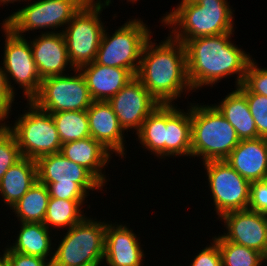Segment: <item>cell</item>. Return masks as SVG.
<instances>
[{
	"instance_id": "6da1fadb",
	"label": "cell",
	"mask_w": 267,
	"mask_h": 266,
	"mask_svg": "<svg viewBox=\"0 0 267 266\" xmlns=\"http://www.w3.org/2000/svg\"><path fill=\"white\" fill-rule=\"evenodd\" d=\"M234 33L197 37L184 43L187 76L194 92L218 85L234 74L235 87L242 85L252 55L234 43L231 39Z\"/></svg>"
},
{
	"instance_id": "4316f807",
	"label": "cell",
	"mask_w": 267,
	"mask_h": 266,
	"mask_svg": "<svg viewBox=\"0 0 267 266\" xmlns=\"http://www.w3.org/2000/svg\"><path fill=\"white\" fill-rule=\"evenodd\" d=\"M85 203V200H64L49 197L43 224L51 231L53 228L57 231L65 228L68 230L87 214L86 212L83 213L84 209H82Z\"/></svg>"
},
{
	"instance_id": "44dd1931",
	"label": "cell",
	"mask_w": 267,
	"mask_h": 266,
	"mask_svg": "<svg viewBox=\"0 0 267 266\" xmlns=\"http://www.w3.org/2000/svg\"><path fill=\"white\" fill-rule=\"evenodd\" d=\"M60 153L74 163L84 166L104 186L107 184L109 176H106L104 167L109 165L112 153L91 136L62 144Z\"/></svg>"
},
{
	"instance_id": "5b68a950",
	"label": "cell",
	"mask_w": 267,
	"mask_h": 266,
	"mask_svg": "<svg viewBox=\"0 0 267 266\" xmlns=\"http://www.w3.org/2000/svg\"><path fill=\"white\" fill-rule=\"evenodd\" d=\"M36 162L38 181L48 187L50 197L85 200L90 191H104V185L88 169L60 152L42 156Z\"/></svg>"
},
{
	"instance_id": "d4e9b609",
	"label": "cell",
	"mask_w": 267,
	"mask_h": 266,
	"mask_svg": "<svg viewBox=\"0 0 267 266\" xmlns=\"http://www.w3.org/2000/svg\"><path fill=\"white\" fill-rule=\"evenodd\" d=\"M219 103L213 104L234 127L240 140L259 138L246 96L236 87Z\"/></svg>"
},
{
	"instance_id": "f1b7e54d",
	"label": "cell",
	"mask_w": 267,
	"mask_h": 266,
	"mask_svg": "<svg viewBox=\"0 0 267 266\" xmlns=\"http://www.w3.org/2000/svg\"><path fill=\"white\" fill-rule=\"evenodd\" d=\"M62 144L90 136L87 111L51 113Z\"/></svg>"
},
{
	"instance_id": "8992f818",
	"label": "cell",
	"mask_w": 267,
	"mask_h": 266,
	"mask_svg": "<svg viewBox=\"0 0 267 266\" xmlns=\"http://www.w3.org/2000/svg\"><path fill=\"white\" fill-rule=\"evenodd\" d=\"M87 215L63 235L54 248L51 266H101L104 264L107 222Z\"/></svg>"
},
{
	"instance_id": "4fadbf2b",
	"label": "cell",
	"mask_w": 267,
	"mask_h": 266,
	"mask_svg": "<svg viewBox=\"0 0 267 266\" xmlns=\"http://www.w3.org/2000/svg\"><path fill=\"white\" fill-rule=\"evenodd\" d=\"M214 211L220 218L231 211L248 209L251 183L236 172L225 160L202 162Z\"/></svg>"
},
{
	"instance_id": "8fae6325",
	"label": "cell",
	"mask_w": 267,
	"mask_h": 266,
	"mask_svg": "<svg viewBox=\"0 0 267 266\" xmlns=\"http://www.w3.org/2000/svg\"><path fill=\"white\" fill-rule=\"evenodd\" d=\"M0 24L5 37L1 65L5 71L9 90L14 96L17 95L18 89L15 88V84H18L17 88H22L25 100L31 101L39 93L43 79L33 59L30 40L16 35L4 21Z\"/></svg>"
},
{
	"instance_id": "7bdbcfd3",
	"label": "cell",
	"mask_w": 267,
	"mask_h": 266,
	"mask_svg": "<svg viewBox=\"0 0 267 266\" xmlns=\"http://www.w3.org/2000/svg\"><path fill=\"white\" fill-rule=\"evenodd\" d=\"M137 1H139V0H127V3H131V4H133V3H137Z\"/></svg>"
},
{
	"instance_id": "d6986e66",
	"label": "cell",
	"mask_w": 267,
	"mask_h": 266,
	"mask_svg": "<svg viewBox=\"0 0 267 266\" xmlns=\"http://www.w3.org/2000/svg\"><path fill=\"white\" fill-rule=\"evenodd\" d=\"M225 161L250 183L267 179V139L240 140Z\"/></svg>"
},
{
	"instance_id": "d590c367",
	"label": "cell",
	"mask_w": 267,
	"mask_h": 266,
	"mask_svg": "<svg viewBox=\"0 0 267 266\" xmlns=\"http://www.w3.org/2000/svg\"><path fill=\"white\" fill-rule=\"evenodd\" d=\"M14 94L9 90L5 71L2 66H0V119L6 124L9 121H7L10 116L9 114L13 112L11 109L15 101Z\"/></svg>"
},
{
	"instance_id": "83f0119b",
	"label": "cell",
	"mask_w": 267,
	"mask_h": 266,
	"mask_svg": "<svg viewBox=\"0 0 267 266\" xmlns=\"http://www.w3.org/2000/svg\"><path fill=\"white\" fill-rule=\"evenodd\" d=\"M49 197L48 187L37 181L10 210L18 222L43 223Z\"/></svg>"
},
{
	"instance_id": "4dcf8cb0",
	"label": "cell",
	"mask_w": 267,
	"mask_h": 266,
	"mask_svg": "<svg viewBox=\"0 0 267 266\" xmlns=\"http://www.w3.org/2000/svg\"><path fill=\"white\" fill-rule=\"evenodd\" d=\"M237 88L246 96L258 137L267 139V96L251 93L243 84Z\"/></svg>"
},
{
	"instance_id": "9c48e42d",
	"label": "cell",
	"mask_w": 267,
	"mask_h": 266,
	"mask_svg": "<svg viewBox=\"0 0 267 266\" xmlns=\"http://www.w3.org/2000/svg\"><path fill=\"white\" fill-rule=\"evenodd\" d=\"M128 20L115 29L112 35H109L105 28L95 62L109 67L128 69L136 76L143 47L153 33L140 18Z\"/></svg>"
},
{
	"instance_id": "8d00e7d4",
	"label": "cell",
	"mask_w": 267,
	"mask_h": 266,
	"mask_svg": "<svg viewBox=\"0 0 267 266\" xmlns=\"http://www.w3.org/2000/svg\"><path fill=\"white\" fill-rule=\"evenodd\" d=\"M8 266H51V262L47 259L25 255L18 252H12L8 249L7 256Z\"/></svg>"
},
{
	"instance_id": "7c38bea8",
	"label": "cell",
	"mask_w": 267,
	"mask_h": 266,
	"mask_svg": "<svg viewBox=\"0 0 267 266\" xmlns=\"http://www.w3.org/2000/svg\"><path fill=\"white\" fill-rule=\"evenodd\" d=\"M31 101L49 113L84 111L93 102L79 69H74L73 76L68 73L44 78L39 93Z\"/></svg>"
},
{
	"instance_id": "b9f144b4",
	"label": "cell",
	"mask_w": 267,
	"mask_h": 266,
	"mask_svg": "<svg viewBox=\"0 0 267 266\" xmlns=\"http://www.w3.org/2000/svg\"><path fill=\"white\" fill-rule=\"evenodd\" d=\"M6 127V124L0 119V131Z\"/></svg>"
},
{
	"instance_id": "f35d334b",
	"label": "cell",
	"mask_w": 267,
	"mask_h": 266,
	"mask_svg": "<svg viewBox=\"0 0 267 266\" xmlns=\"http://www.w3.org/2000/svg\"><path fill=\"white\" fill-rule=\"evenodd\" d=\"M20 2L21 0H0V6L2 5V6H4V5H7L8 6V4L9 3H15V2ZM24 1H26L27 2V0H22V2H24ZM30 0H28V2H29Z\"/></svg>"
},
{
	"instance_id": "ffe728a7",
	"label": "cell",
	"mask_w": 267,
	"mask_h": 266,
	"mask_svg": "<svg viewBox=\"0 0 267 266\" xmlns=\"http://www.w3.org/2000/svg\"><path fill=\"white\" fill-rule=\"evenodd\" d=\"M93 101H108L135 75L128 69L109 67L95 61L79 68Z\"/></svg>"
},
{
	"instance_id": "603a6c76",
	"label": "cell",
	"mask_w": 267,
	"mask_h": 266,
	"mask_svg": "<svg viewBox=\"0 0 267 266\" xmlns=\"http://www.w3.org/2000/svg\"><path fill=\"white\" fill-rule=\"evenodd\" d=\"M38 181L37 162L22 157L11 166L0 180V196L12 208Z\"/></svg>"
},
{
	"instance_id": "484cf974",
	"label": "cell",
	"mask_w": 267,
	"mask_h": 266,
	"mask_svg": "<svg viewBox=\"0 0 267 266\" xmlns=\"http://www.w3.org/2000/svg\"><path fill=\"white\" fill-rule=\"evenodd\" d=\"M166 104H160L142 123L137 135L140 147L165 160Z\"/></svg>"
},
{
	"instance_id": "d6a6232c",
	"label": "cell",
	"mask_w": 267,
	"mask_h": 266,
	"mask_svg": "<svg viewBox=\"0 0 267 266\" xmlns=\"http://www.w3.org/2000/svg\"><path fill=\"white\" fill-rule=\"evenodd\" d=\"M251 93L267 96V68H261L255 58L249 62L242 83Z\"/></svg>"
},
{
	"instance_id": "2e32d148",
	"label": "cell",
	"mask_w": 267,
	"mask_h": 266,
	"mask_svg": "<svg viewBox=\"0 0 267 266\" xmlns=\"http://www.w3.org/2000/svg\"><path fill=\"white\" fill-rule=\"evenodd\" d=\"M128 226L107 221L103 261L107 266H143L145 263L146 254L140 245V237Z\"/></svg>"
},
{
	"instance_id": "52a82bcc",
	"label": "cell",
	"mask_w": 267,
	"mask_h": 266,
	"mask_svg": "<svg viewBox=\"0 0 267 266\" xmlns=\"http://www.w3.org/2000/svg\"><path fill=\"white\" fill-rule=\"evenodd\" d=\"M112 0L87 1L63 30L67 53L74 69L94 62L106 27L102 22L103 10Z\"/></svg>"
},
{
	"instance_id": "e575fe53",
	"label": "cell",
	"mask_w": 267,
	"mask_h": 266,
	"mask_svg": "<svg viewBox=\"0 0 267 266\" xmlns=\"http://www.w3.org/2000/svg\"><path fill=\"white\" fill-rule=\"evenodd\" d=\"M248 209L267 214V179L251 183Z\"/></svg>"
},
{
	"instance_id": "30bf717a",
	"label": "cell",
	"mask_w": 267,
	"mask_h": 266,
	"mask_svg": "<svg viewBox=\"0 0 267 266\" xmlns=\"http://www.w3.org/2000/svg\"><path fill=\"white\" fill-rule=\"evenodd\" d=\"M87 1L93 0H34L30 4L27 1V5L19 8L3 21L16 35L22 37H26L24 33L34 32V30L36 33V30L40 32V29H43L40 32L43 34L63 32L64 27Z\"/></svg>"
},
{
	"instance_id": "cb8c5ba5",
	"label": "cell",
	"mask_w": 267,
	"mask_h": 266,
	"mask_svg": "<svg viewBox=\"0 0 267 266\" xmlns=\"http://www.w3.org/2000/svg\"><path fill=\"white\" fill-rule=\"evenodd\" d=\"M19 231H17L14 243H8L6 246L12 252H18L25 255L38 256L52 262L54 255V246L52 240L54 235L43 223H25L19 222ZM53 236V237H52ZM13 244V245H12ZM54 245V246H53Z\"/></svg>"
},
{
	"instance_id": "1f68e13d",
	"label": "cell",
	"mask_w": 267,
	"mask_h": 266,
	"mask_svg": "<svg viewBox=\"0 0 267 266\" xmlns=\"http://www.w3.org/2000/svg\"><path fill=\"white\" fill-rule=\"evenodd\" d=\"M22 158L15 136L7 129L0 131V180L8 169Z\"/></svg>"
},
{
	"instance_id": "836d02e7",
	"label": "cell",
	"mask_w": 267,
	"mask_h": 266,
	"mask_svg": "<svg viewBox=\"0 0 267 266\" xmlns=\"http://www.w3.org/2000/svg\"><path fill=\"white\" fill-rule=\"evenodd\" d=\"M194 257V258H193ZM193 260L189 266H222V258L218 243L212 238L210 245H206L198 251L197 255L192 256Z\"/></svg>"
},
{
	"instance_id": "9a60e30c",
	"label": "cell",
	"mask_w": 267,
	"mask_h": 266,
	"mask_svg": "<svg viewBox=\"0 0 267 266\" xmlns=\"http://www.w3.org/2000/svg\"><path fill=\"white\" fill-rule=\"evenodd\" d=\"M219 221L227 230L221 236L226 240L263 253L267 239V214L249 209L223 214Z\"/></svg>"
},
{
	"instance_id": "7402d4cb",
	"label": "cell",
	"mask_w": 267,
	"mask_h": 266,
	"mask_svg": "<svg viewBox=\"0 0 267 266\" xmlns=\"http://www.w3.org/2000/svg\"><path fill=\"white\" fill-rule=\"evenodd\" d=\"M166 104L165 159L180 156L191 158V116L187 110ZM168 157V158H167Z\"/></svg>"
},
{
	"instance_id": "3957f363",
	"label": "cell",
	"mask_w": 267,
	"mask_h": 266,
	"mask_svg": "<svg viewBox=\"0 0 267 266\" xmlns=\"http://www.w3.org/2000/svg\"><path fill=\"white\" fill-rule=\"evenodd\" d=\"M229 4L228 0L180 2L174 9L163 14V25L160 26L169 28V35L183 44L197 37L234 32L235 10Z\"/></svg>"
},
{
	"instance_id": "ac0fdd59",
	"label": "cell",
	"mask_w": 267,
	"mask_h": 266,
	"mask_svg": "<svg viewBox=\"0 0 267 266\" xmlns=\"http://www.w3.org/2000/svg\"><path fill=\"white\" fill-rule=\"evenodd\" d=\"M30 47L42 79L68 74L65 72H69L70 68L74 71L62 32L40 33L32 40L30 39Z\"/></svg>"
},
{
	"instance_id": "277c9868",
	"label": "cell",
	"mask_w": 267,
	"mask_h": 266,
	"mask_svg": "<svg viewBox=\"0 0 267 266\" xmlns=\"http://www.w3.org/2000/svg\"><path fill=\"white\" fill-rule=\"evenodd\" d=\"M191 157L203 162L225 160L240 139L234 127L213 104L190 103Z\"/></svg>"
},
{
	"instance_id": "60d3db41",
	"label": "cell",
	"mask_w": 267,
	"mask_h": 266,
	"mask_svg": "<svg viewBox=\"0 0 267 266\" xmlns=\"http://www.w3.org/2000/svg\"><path fill=\"white\" fill-rule=\"evenodd\" d=\"M200 0H181V2L197 3Z\"/></svg>"
},
{
	"instance_id": "ba28073f",
	"label": "cell",
	"mask_w": 267,
	"mask_h": 266,
	"mask_svg": "<svg viewBox=\"0 0 267 266\" xmlns=\"http://www.w3.org/2000/svg\"><path fill=\"white\" fill-rule=\"evenodd\" d=\"M26 108L15 117L14 125L6 123L17 140L21 156L37 161L42 156L59 153L62 143L51 113L32 101H27Z\"/></svg>"
},
{
	"instance_id": "f546056e",
	"label": "cell",
	"mask_w": 267,
	"mask_h": 266,
	"mask_svg": "<svg viewBox=\"0 0 267 266\" xmlns=\"http://www.w3.org/2000/svg\"><path fill=\"white\" fill-rule=\"evenodd\" d=\"M218 243L222 258V266H263L262 253L230 241H226L221 235L213 236Z\"/></svg>"
},
{
	"instance_id": "e0dca14e",
	"label": "cell",
	"mask_w": 267,
	"mask_h": 266,
	"mask_svg": "<svg viewBox=\"0 0 267 266\" xmlns=\"http://www.w3.org/2000/svg\"><path fill=\"white\" fill-rule=\"evenodd\" d=\"M86 111L90 136L115 156L126 159L125 131L112 106L107 101H93Z\"/></svg>"
},
{
	"instance_id": "5bb4252c",
	"label": "cell",
	"mask_w": 267,
	"mask_h": 266,
	"mask_svg": "<svg viewBox=\"0 0 267 266\" xmlns=\"http://www.w3.org/2000/svg\"><path fill=\"white\" fill-rule=\"evenodd\" d=\"M107 102L112 106L124 131L134 129L135 133L160 105L136 76Z\"/></svg>"
},
{
	"instance_id": "7a4b0ae2",
	"label": "cell",
	"mask_w": 267,
	"mask_h": 266,
	"mask_svg": "<svg viewBox=\"0 0 267 266\" xmlns=\"http://www.w3.org/2000/svg\"><path fill=\"white\" fill-rule=\"evenodd\" d=\"M151 39L143 47L136 77L160 104H174L183 93L194 92L187 76L184 44L169 34L159 44Z\"/></svg>"
},
{
	"instance_id": "74e56055",
	"label": "cell",
	"mask_w": 267,
	"mask_h": 266,
	"mask_svg": "<svg viewBox=\"0 0 267 266\" xmlns=\"http://www.w3.org/2000/svg\"><path fill=\"white\" fill-rule=\"evenodd\" d=\"M2 251H3L2 252L3 254L0 255V266H8V263H7L8 247L5 246L4 250H2Z\"/></svg>"
},
{
	"instance_id": "ab89813d",
	"label": "cell",
	"mask_w": 267,
	"mask_h": 266,
	"mask_svg": "<svg viewBox=\"0 0 267 266\" xmlns=\"http://www.w3.org/2000/svg\"><path fill=\"white\" fill-rule=\"evenodd\" d=\"M262 256H263L264 263L265 262L267 263V239H266V245H265V248L263 250Z\"/></svg>"
}]
</instances>
